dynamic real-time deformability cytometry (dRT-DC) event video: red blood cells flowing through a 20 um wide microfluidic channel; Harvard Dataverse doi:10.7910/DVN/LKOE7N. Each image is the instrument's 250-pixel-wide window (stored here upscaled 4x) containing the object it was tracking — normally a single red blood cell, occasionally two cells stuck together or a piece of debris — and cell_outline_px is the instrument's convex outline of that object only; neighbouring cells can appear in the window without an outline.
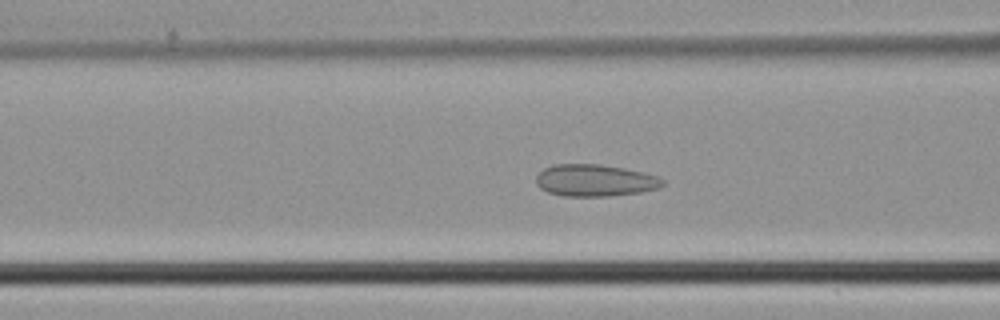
{"species": "common noctule bat (a hibernating species)", "species_latin": "Nyctalus noctula", "temperature_condition": "cold", "stored_images_in_passage": 47, "camera_frame_rate_fps": 3000, "um_per_image_px": 0.085, "animal": {"sex": "male", "body_mass_g": 21.5, "forearm_length_mm": 52.0}, "frame": {"image": 1, "passage_image": 18, "time_ms": 5.667, "image_size_px": [1000, 320], "cell_outline_px": [[664, 184], [660, 188], [640, 192], [612, 196], [564, 196], [548, 192], [540, 188], [536, 184], [536, 176], [544, 168], [552, 164], [600, 164], [624, 168], [644, 172], [656, 176], [664, 180]], "centroid_in_image_um": [50.57, 15.33], "position_along_channel_um": 116.0, "area_um2": 23.7}}
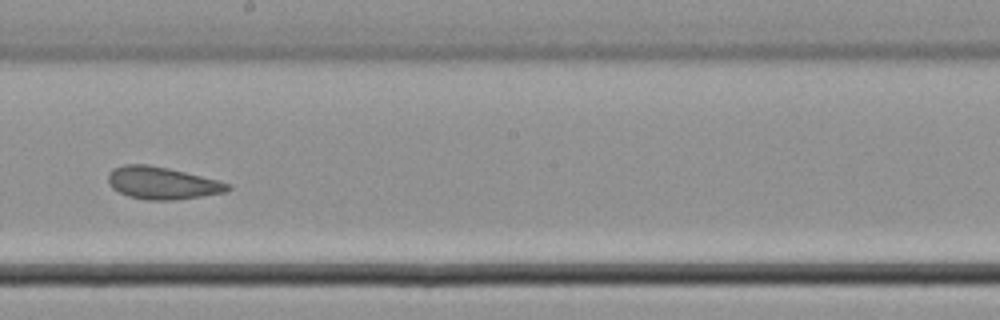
{"frame": {"image": 2, "passage_image": 26, "time_ms": 8.333, "image_size_px": [1000, 320], "cell_outline_px": [[232, 188], [228, 192], [172, 200], [148, 200], [128, 196], [112, 188], [108, 184], [108, 172], [112, 168], [124, 164], [148, 164], [168, 168], [232, 184]], "centroid_in_image_um": [13.76, 15.55], "position_along_channel_um": 234.4, "area_um2": 22.54}}
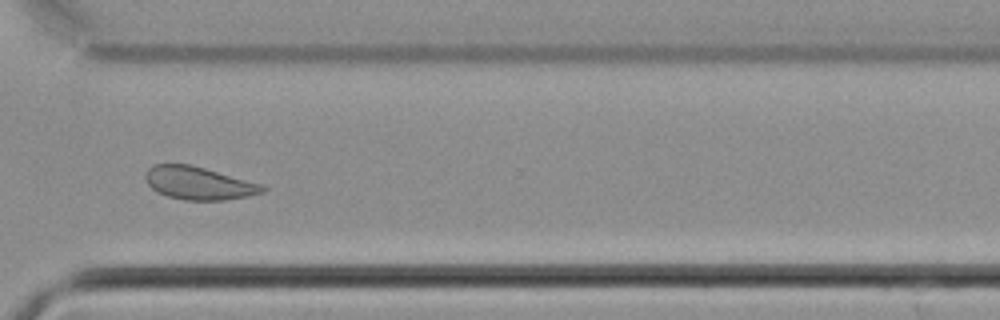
{"frame": {"image": 3, "passage_image": 34, "time_ms": 11.0, "image_size_px": [1000, 320], "cell_outline_px": [[268, 188], [264, 192], [248, 196], [224, 200], [188, 200], [168, 196], [156, 192], [148, 184], [144, 176], [148, 168], [152, 164], [188, 164], [204, 168], [264, 184]], "centroid_in_image_um": [16.91, 15.56], "position_along_channel_um": 353.7, "area_um2": 22.48}}